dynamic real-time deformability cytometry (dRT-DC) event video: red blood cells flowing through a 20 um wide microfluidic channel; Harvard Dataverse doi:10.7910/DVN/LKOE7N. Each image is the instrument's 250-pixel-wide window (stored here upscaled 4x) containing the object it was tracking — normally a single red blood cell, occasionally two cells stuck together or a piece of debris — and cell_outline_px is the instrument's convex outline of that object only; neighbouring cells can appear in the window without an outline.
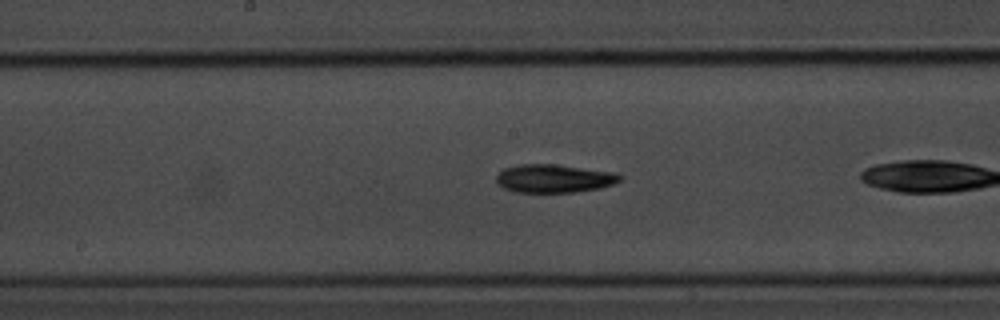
{"species": "common noctule bat (a hibernating species)", "species_latin": "Nyctalus noctula", "temperature_condition": "room temperature", "stored_images_in_passage": 27, "camera_frame_rate_fps": 3000, "um_per_image_px": 0.085, "animal": {"sex": "male", "body_mass_g": 20.1, "forearm_length_mm": 53.5}, "frame": {"image": 1, "passage_image": 16, "time_ms": 5.0, "image_size_px": [1000, 320], "cell_outline_px": [[620, 180], [612, 184], [600, 188], [572, 192], [512, 192], [496, 184], [496, 176], [504, 168], [520, 164], [556, 164], [616, 172], [620, 176]], "centroid_in_image_um": [47.05, 15.17], "position_along_channel_um": 201.1, "area_um2": 20.4}}
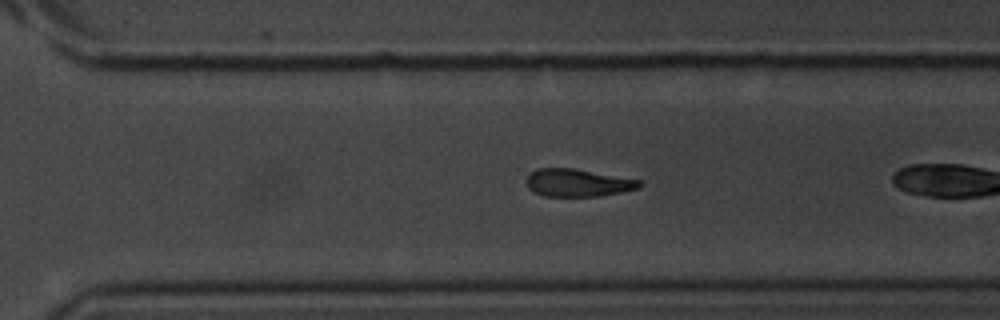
{"frame": {"image": 2, "passage_image": 23, "time_ms": 7.333, "image_size_px": [1000, 320], "cell_outline_px": [[644, 184], [640, 188], [600, 196], [544, 196], [532, 192], [528, 188], [528, 176], [536, 168], [572, 168], [644, 180]], "centroid_in_image_um": [49.17, 15.54], "position_along_channel_um": 321.4, "area_um2": 18.32}}